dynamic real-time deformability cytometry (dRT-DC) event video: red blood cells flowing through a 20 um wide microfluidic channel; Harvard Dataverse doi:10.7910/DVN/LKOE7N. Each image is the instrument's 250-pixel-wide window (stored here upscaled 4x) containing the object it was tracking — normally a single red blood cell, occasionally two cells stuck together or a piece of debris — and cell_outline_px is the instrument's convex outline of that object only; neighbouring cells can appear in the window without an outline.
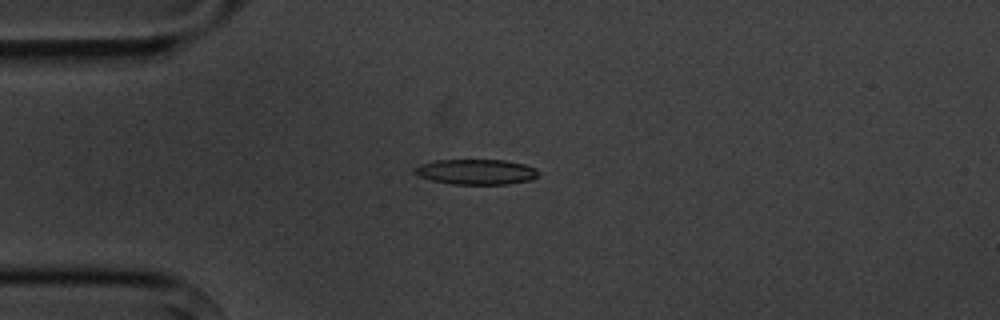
{"species": "common noctule bat (a hibernating species)", "species_latin": "Nyctalus noctula", "temperature_condition": "cold", "stored_images_in_passage": 9, "camera_frame_rate_fps": 3000, "um_per_image_px": 0.085, "animal": {"sex": "male", "body_mass_g": 20.1, "forearm_length_mm": 53.5}, "frame": {"image": 1, "passage_image": 4, "time_ms": 3.667, "image_size_px": [1000, 320], "cell_outline_px": [[540, 176], [532, 180], [508, 184], [452, 184], [432, 180], [420, 176], [412, 172], [412, 168], [420, 164], [436, 160], [504, 160], [524, 164], [536, 168], [540, 172]], "centroid_in_image_um": [40.5, 14.61], "position_along_channel_um": 44.5, "area_um2": 18.44}}
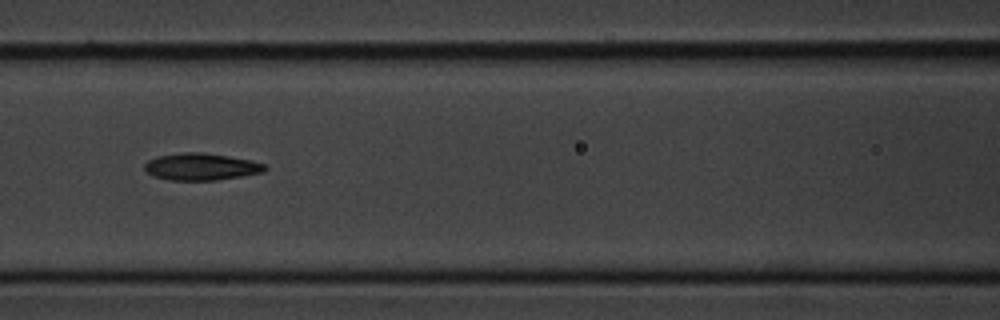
{"frame": {"image": 2, "passage_image": 7, "time_ms": 7.0, "image_size_px": [1000, 320], "cell_outline_px": [[268, 168], [264, 172], [216, 180], [168, 180], [152, 176], [144, 168], [144, 164], [148, 160], [156, 156], [180, 152], [204, 152], [252, 160], [264, 164]], "centroid_in_image_um": [17.07, 14.16], "position_along_channel_um": 149.5, "area_um2": 19.07}}
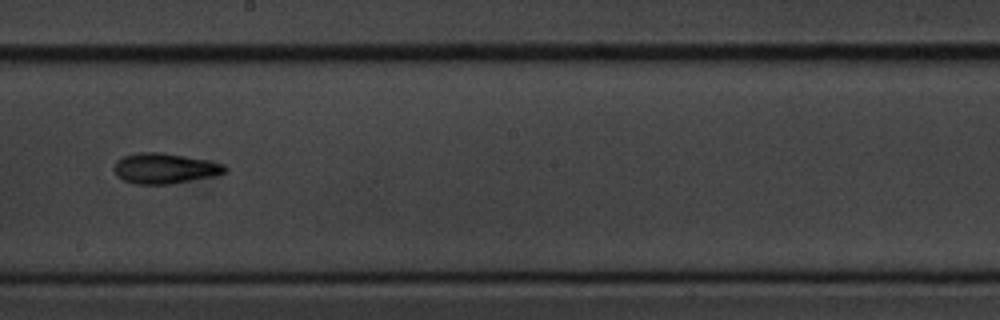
{"frame": {"image": 3, "passage_image": 9, "time_ms": 9.333, "image_size_px": [1000, 320], "cell_outline_px": [[228, 172], [216, 176], [168, 184], [136, 184], [124, 180], [116, 176], [112, 168], [116, 160], [124, 156], [140, 152], [160, 152], [208, 160], [224, 164], [228, 168]], "centroid_in_image_um": [14.01, 14.31], "position_along_channel_um": 234.2, "area_um2": 19.83}}